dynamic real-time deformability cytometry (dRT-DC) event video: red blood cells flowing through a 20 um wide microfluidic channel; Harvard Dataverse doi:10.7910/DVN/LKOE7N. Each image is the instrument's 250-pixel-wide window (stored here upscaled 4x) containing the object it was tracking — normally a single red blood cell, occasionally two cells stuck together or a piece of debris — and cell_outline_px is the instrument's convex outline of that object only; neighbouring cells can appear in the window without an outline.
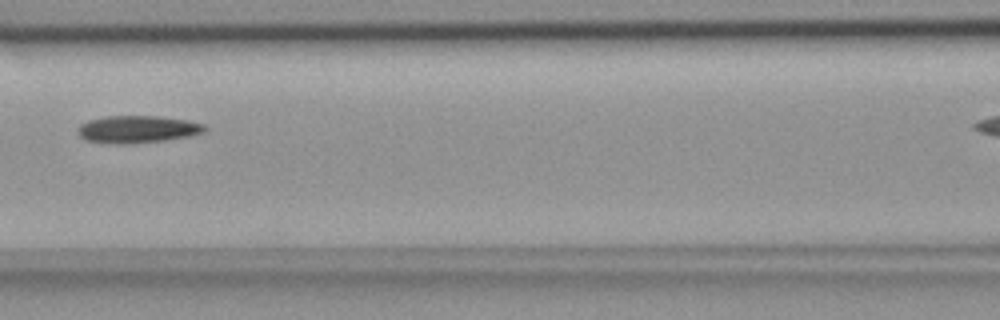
{"species": "common noctule bat (a hibernating species)", "species_latin": "Nyctalus noctula", "temperature_condition": "room temperature", "stored_images_in_passage": 4, "camera_frame_rate_fps": 3000, "um_per_image_px": 0.085, "animal": {"sex": "female", "body_mass_g": 18.4}, "frame": {"image": 1, "passage_image": 3, "time_ms": 0.667, "image_size_px": [1000, 320], "cell_outline_px": [[208, 128], [204, 132], [192, 136], [164, 140], [128, 144], [120, 144], [88, 140], [80, 136], [80, 124], [88, 120], [108, 116], [156, 116], [188, 120], [204, 124]], "centroid_in_image_um": [11.76, 10.98], "position_along_channel_um": 154.8, "area_um2": 20.0}}
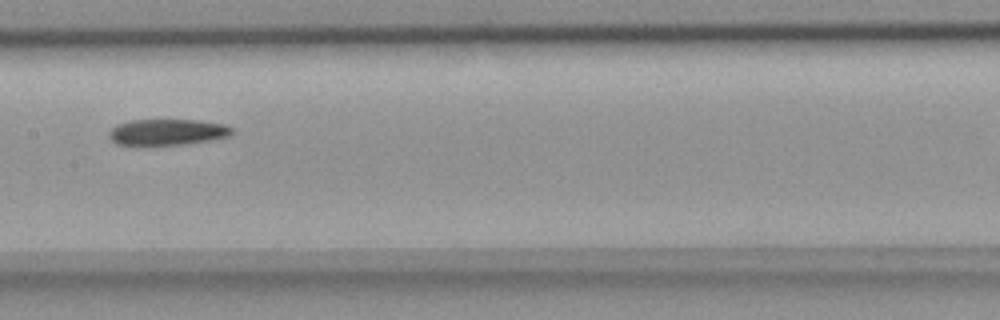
{"frame": {"image": 2, "passage_image": 4, "time_ms": 1.0, "image_size_px": [1000, 320], "cell_outline_px": [[232, 132], [228, 136], [212, 140], [188, 144], [116, 144], [108, 136], [108, 132], [116, 124], [132, 120], [196, 120], [224, 124], [232, 128]], "centroid_in_image_um": [14.22, 11.22], "position_along_channel_um": 193.2, "area_um2": 18.5}}